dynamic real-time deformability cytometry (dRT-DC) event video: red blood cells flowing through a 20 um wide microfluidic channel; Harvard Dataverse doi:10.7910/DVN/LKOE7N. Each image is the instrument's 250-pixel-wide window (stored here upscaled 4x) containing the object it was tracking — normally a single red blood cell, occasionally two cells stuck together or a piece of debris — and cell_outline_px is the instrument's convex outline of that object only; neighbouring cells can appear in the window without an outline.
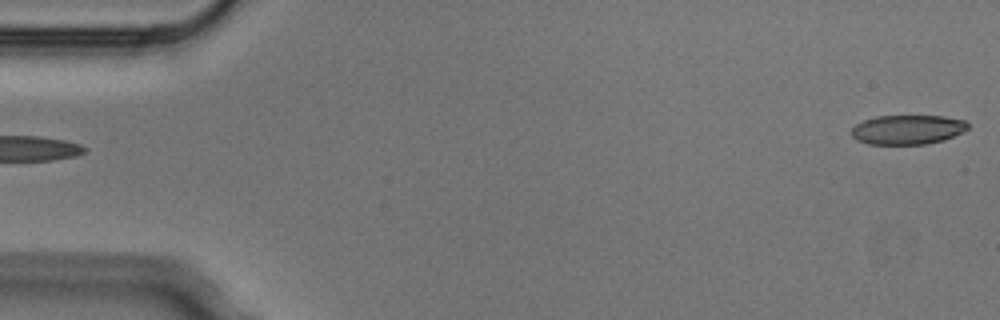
{"species": "Egyptian fruit bat (a non-hibernating species)", "species_latin": "Rousettus aegyptiacus", "temperature_condition": "cold", "stored_images_in_passage": 5, "segment_of_instrument_passage": [2, 2], "camera_frame_rate_fps": 3000, "um_per_image_px": 0.085, "animal": {"sex": "male"}, "frame": {"image": 1, "passage_image": 5, "time_ms": 1.333, "image_size_px": [1000, 320], "cell_outline_px": [[968, 128], [964, 132], [944, 140], [928, 144], [868, 144], [856, 140], [852, 136], [852, 128], [856, 124], [864, 120], [876, 116], [944, 116], [964, 120], [968, 124]], "centroid_in_image_um": [77.15, 11.02], "position_along_channel_um": 7.8, "area_um2": 20.06}}